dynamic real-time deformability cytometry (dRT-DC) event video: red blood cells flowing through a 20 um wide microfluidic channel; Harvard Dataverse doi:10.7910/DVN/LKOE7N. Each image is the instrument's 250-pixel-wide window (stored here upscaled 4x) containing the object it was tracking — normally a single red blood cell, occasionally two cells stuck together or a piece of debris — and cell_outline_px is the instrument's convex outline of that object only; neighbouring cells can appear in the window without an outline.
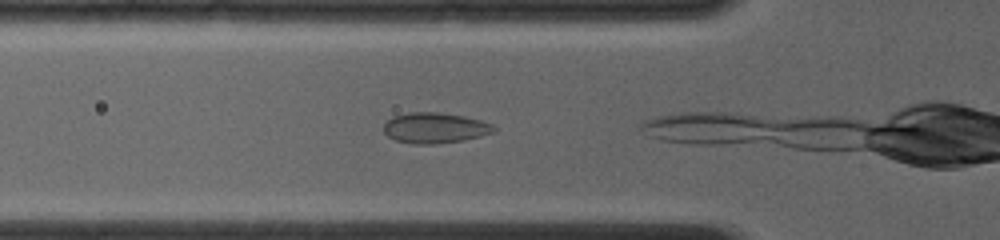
{"species": "common noctule bat (a hibernating species)", "species_latin": "Nyctalus noctula", "temperature_condition": "room temperature", "stored_images_in_passage": 6, "camera_frame_rate_fps": 4000, "um_per_image_px": 0.085, "animal": {"sex": "female", "body_mass_g": 19.0, "forearm_length_mm": 56.7}, "frame": {"image": 1, "passage_image": 4, "time_ms": 0.75, "image_size_px": [1000, 240], "cell_outline_px": [[496, 128], [492, 132], [480, 136], [464, 140], [436, 144], [416, 144], [396, 140], [388, 136], [384, 132], [384, 124], [392, 116], [408, 112], [436, 112], [464, 116], [480, 120], [492, 124]], "centroid_in_image_um": [36.95, 10.87], "position_along_channel_um": 88.9, "area_um2": 19.54}}